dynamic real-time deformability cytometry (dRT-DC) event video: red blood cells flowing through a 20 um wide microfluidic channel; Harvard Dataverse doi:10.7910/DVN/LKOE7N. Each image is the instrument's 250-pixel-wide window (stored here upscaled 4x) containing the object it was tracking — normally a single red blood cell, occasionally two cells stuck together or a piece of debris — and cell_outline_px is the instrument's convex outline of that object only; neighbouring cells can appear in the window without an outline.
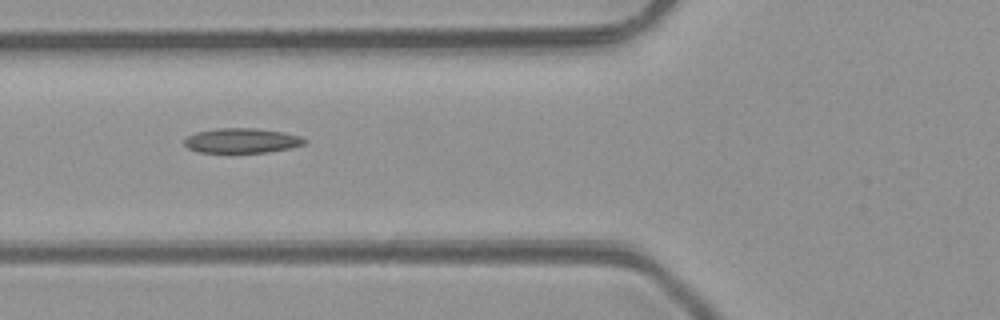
{"species": "common noctule bat (a hibernating species)", "species_latin": "Nyctalus noctula", "temperature_condition": "room temperature", "stored_images_in_passage": 6, "camera_frame_rate_fps": 3000, "um_per_image_px": 0.085, "animal": {"sex": "male", "body_mass_g": 23.1, "forearm_length_mm": 52.7}, "frame": {"image": 1, "passage_image": 6, "time_ms": 5.667, "image_size_px": [1000, 320], "cell_outline_px": [[308, 140], [304, 144], [288, 148], [268, 152], [200, 152], [188, 148], [184, 144], [184, 136], [196, 132], [216, 128], [256, 128], [284, 132], [300, 136]], "centroid_in_image_um": [20.52, 11.94], "position_along_channel_um": 105.3, "area_um2": 17.4}}